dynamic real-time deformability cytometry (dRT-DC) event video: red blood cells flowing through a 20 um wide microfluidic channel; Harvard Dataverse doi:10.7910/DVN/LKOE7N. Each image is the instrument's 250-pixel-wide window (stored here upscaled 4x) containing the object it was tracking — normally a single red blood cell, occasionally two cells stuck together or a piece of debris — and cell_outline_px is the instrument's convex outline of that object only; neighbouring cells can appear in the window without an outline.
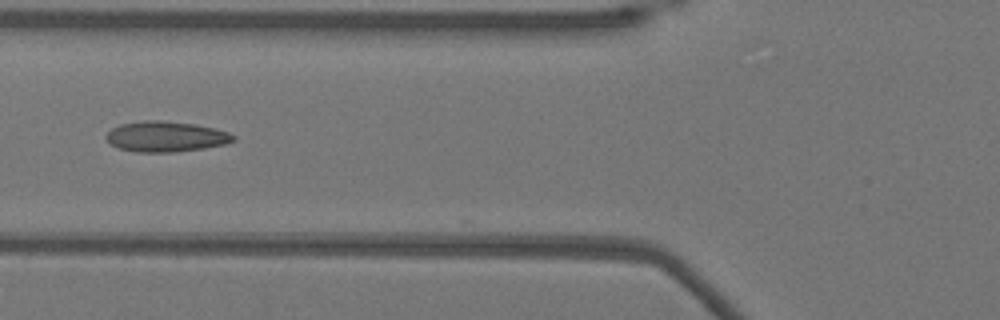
{"species": "Egyptian fruit bat (a non-hibernating species)", "species_latin": "Rousettus aegyptiacus", "temperature_condition": "warm", "stored_images_in_passage": 37, "camera_frame_rate_fps": 3000, "um_per_image_px": 0.085, "animal": {"sex": "female"}, "frame": {"image": 1, "passage_image": 5, "time_ms": 1.333, "image_size_px": [1000, 320], "cell_outline_px": [[236, 140], [224, 144], [204, 148], [176, 152], [136, 152], [120, 148], [112, 144], [104, 136], [112, 128], [120, 124], [144, 120], [160, 120], [192, 124], [212, 128], [228, 132], [236, 136]], "centroid_in_image_um": [14.09, 11.61], "position_along_channel_um": 111.7, "area_um2": 22.43}}
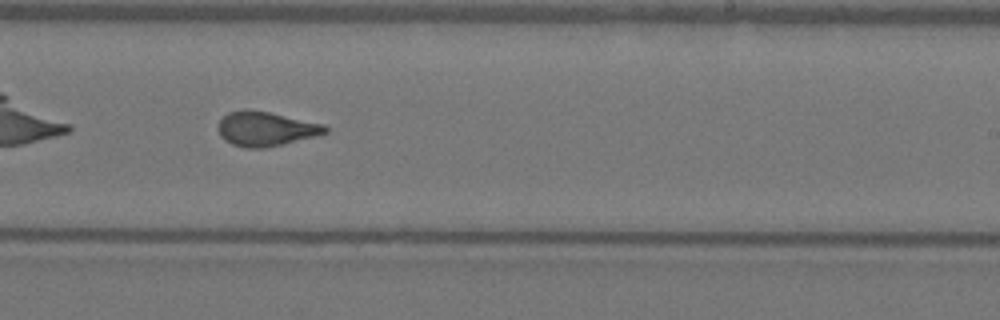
{"frame": {"image": 2, "passage_image": 17, "time_ms": 5.333, "image_size_px": [1000, 320], "cell_outline_px": [[328, 132], [264, 148], [248, 148], [232, 144], [224, 140], [220, 136], [216, 128], [216, 124], [228, 112], [244, 108], [268, 112], [324, 124], [328, 128]], "centroid_in_image_um": [22.5, 10.93], "position_along_channel_um": 266.5, "area_um2": 21.33}}
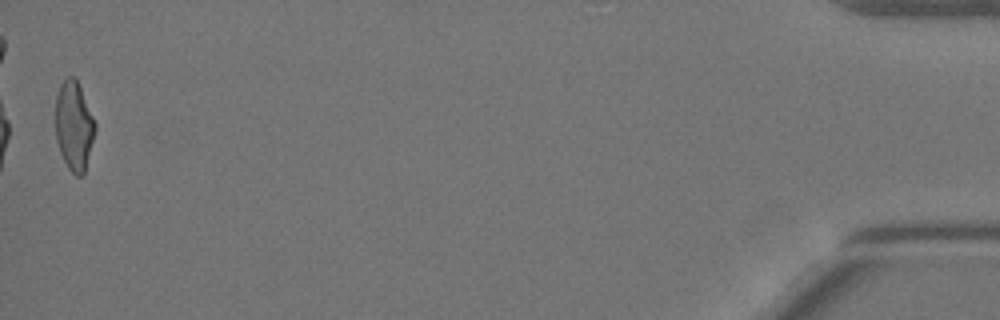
{"frame": {"image": 3, "passage_image": 37, "time_ms": 12.0, "image_size_px": [1000, 320], "cell_outline_px": [[96, 128], [84, 176], [76, 176], [68, 168], [60, 152], [56, 140], [56, 96], [60, 84], [68, 76], [72, 76], [76, 80], [80, 88], [96, 124]], "centroid_in_image_um": [6.29, 10.74], "position_along_channel_um": 428.9, "area_um2": 20.4}, "authors_computed_cell_mechanics": {"area_um2": 21.097, "velocity_mm_per_s": 3.8728, "shape_relaxation_time_tau1_ms": null, "shape_relaxation_time_tau2_ms": 1.0661, "deformation_change_tau1": null, "deformation_change_tau2": 0.0764}}